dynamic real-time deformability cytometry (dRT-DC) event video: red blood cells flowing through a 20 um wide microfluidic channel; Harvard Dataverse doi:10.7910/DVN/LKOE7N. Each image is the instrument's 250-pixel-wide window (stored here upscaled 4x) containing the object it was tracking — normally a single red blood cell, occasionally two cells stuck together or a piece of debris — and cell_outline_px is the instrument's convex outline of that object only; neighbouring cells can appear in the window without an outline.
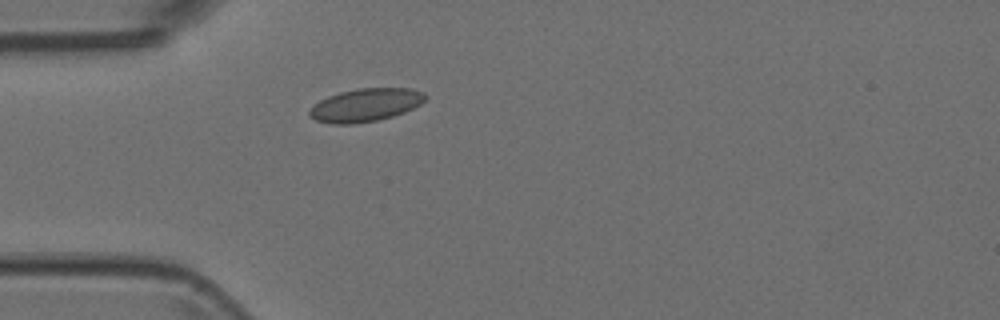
{"species": "Egyptian fruit bat (a non-hibernating species)", "species_latin": "Rousettus aegyptiacus", "temperature_condition": "room temperature", "stored_images_in_passage": 3, "camera_frame_rate_fps": 3000, "um_per_image_px": 0.085, "animal": {"sex": "female"}, "frame": {"image": 1, "passage_image": 3, "time_ms": 0.667, "image_size_px": [1000, 320], "cell_outline_px": [[428, 96], [420, 104], [404, 112], [392, 116], [376, 120], [352, 124], [332, 124], [316, 120], [308, 116], [308, 112], [320, 100], [328, 96], [340, 92], [360, 88], [412, 88], [424, 92]], "centroid_in_image_um": [31.08, 8.92], "position_along_channel_um": 53.9, "area_um2": 22.2}}